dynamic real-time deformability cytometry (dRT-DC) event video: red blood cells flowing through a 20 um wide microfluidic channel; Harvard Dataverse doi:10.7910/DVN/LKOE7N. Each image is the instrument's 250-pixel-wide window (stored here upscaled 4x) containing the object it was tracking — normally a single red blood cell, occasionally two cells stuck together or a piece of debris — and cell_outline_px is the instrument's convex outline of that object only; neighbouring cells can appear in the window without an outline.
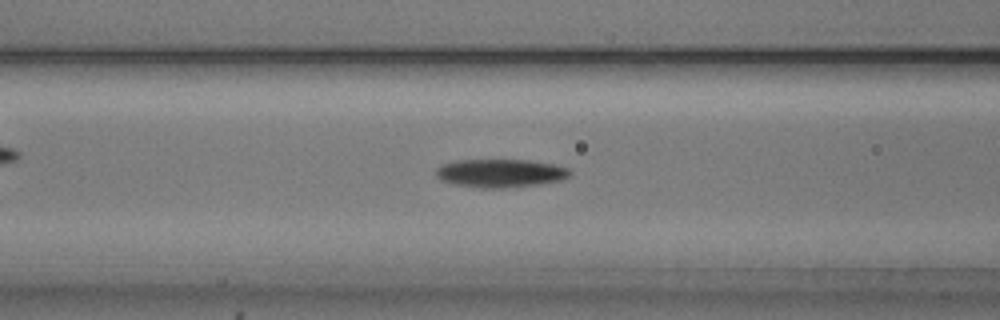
{"species": "common noctule bat (a hibernating species)", "species_latin": "Nyctalus noctula", "temperature_condition": "cold", "stored_images_in_passage": 31, "camera_frame_rate_fps": 3000, "um_per_image_px": 0.085, "animal": {"sex": "male", "body_mass_g": 20.5, "forearm_length_mm": 52.5}, "frame": {"image": 1, "passage_image": 9, "time_ms": 2.667, "image_size_px": [1000, 320], "cell_outline_px": [[572, 172], [568, 176], [560, 180], [540, 184], [504, 188], [484, 188], [456, 184], [440, 180], [436, 176], [436, 168], [440, 164], [456, 160], [528, 160], [556, 164], [568, 168]], "centroid_in_image_um": [42.52, 14.71], "position_along_channel_um": 124.1, "area_um2": 22.14}}
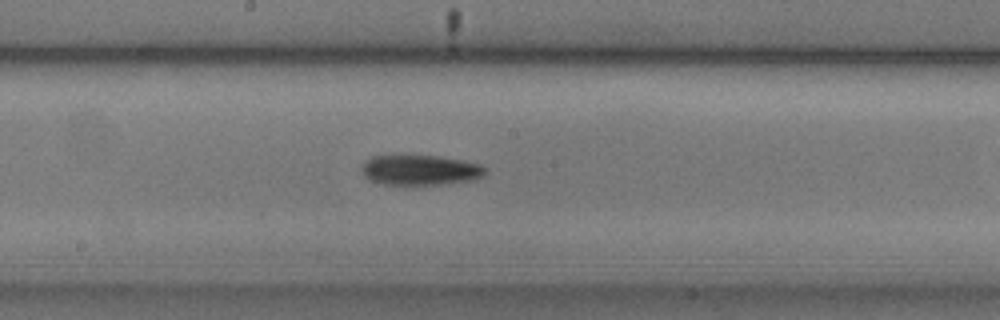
{"frame": {"image": 2, "passage_image": 16, "time_ms": 5.0, "image_size_px": [1000, 320], "cell_outline_px": [[484, 176], [476, 180], [448, 184], [384, 184], [368, 180], [364, 176], [360, 168], [364, 160], [372, 156], [436, 156], [464, 160], [480, 164], [484, 168]], "centroid_in_image_um": [35.71, 14.46], "position_along_channel_um": 212.5, "area_um2": 21.85}}
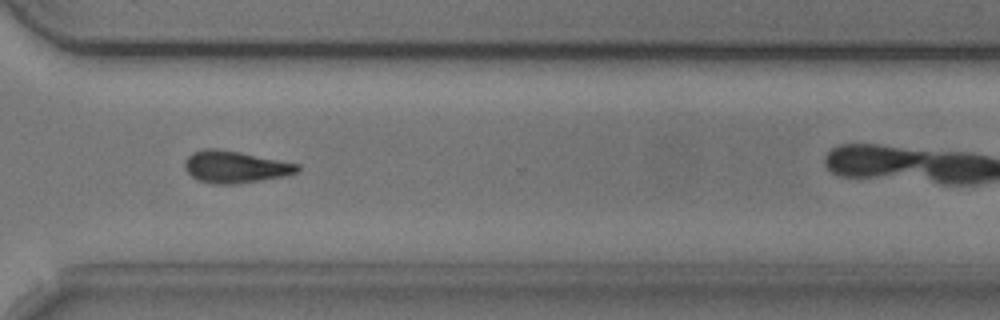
{"frame": {"image": 3, "passage_image": 27, "time_ms": 8.667, "image_size_px": [1000, 320], "cell_outline_px": [[300, 168], [296, 172], [288, 176], [236, 184], [212, 184], [196, 180], [184, 168], [184, 160], [192, 152], [204, 148], [216, 148], [240, 152], [300, 164]], "centroid_in_image_um": [19.97, 14.19], "position_along_channel_um": 350.6, "area_um2": 21.27}}